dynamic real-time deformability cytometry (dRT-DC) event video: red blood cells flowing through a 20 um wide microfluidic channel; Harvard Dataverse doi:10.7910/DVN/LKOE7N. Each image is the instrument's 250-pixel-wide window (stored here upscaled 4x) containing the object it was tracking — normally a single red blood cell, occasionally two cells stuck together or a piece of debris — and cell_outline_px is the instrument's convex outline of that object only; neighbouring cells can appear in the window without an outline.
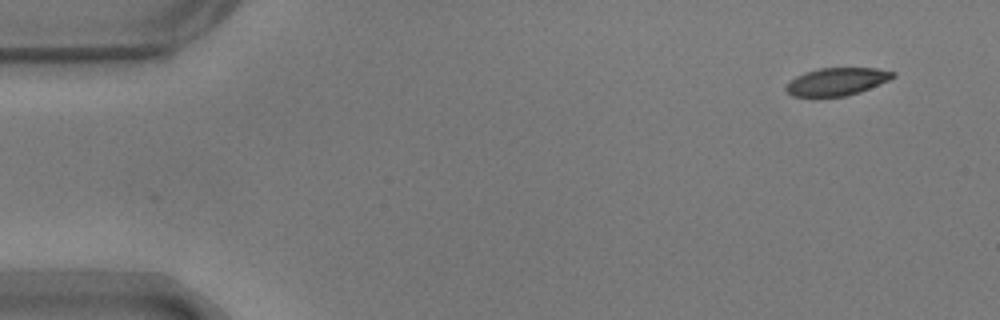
{"species": "common noctule bat (a hibernating species)", "species_latin": "Nyctalus noctula", "temperature_condition": "warm", "stored_images_in_passage": 52, "camera_frame_rate_fps": 3000, "um_per_image_px": 0.085, "animal": {"sex": "male", "body_mass_g": 17.9}, "frame": {"image": 1, "passage_image": 1, "time_ms": 0.0, "image_size_px": [1000, 320], "cell_outline_px": [[896, 76], [888, 80], [860, 92], [844, 96], [792, 96], [784, 88], [796, 76], [804, 72], [820, 68], [876, 68], [896, 72]], "centroid_in_image_um": [71.14, 6.92], "position_along_channel_um": 13.9, "area_um2": 17.05}}
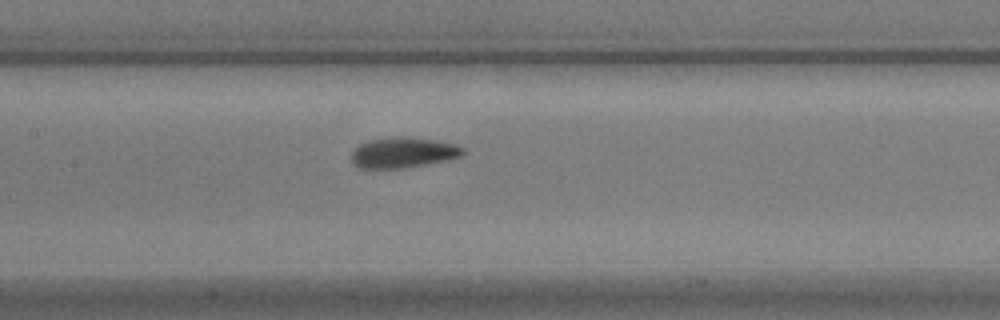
{"frame": {"image": 2, "passage_image": 23, "time_ms": 7.333, "image_size_px": [1000, 320], "cell_outline_px": [[464, 152], [460, 156], [444, 160], [404, 168], [360, 168], [352, 164], [352, 148], [368, 140], [392, 136], [408, 136], [456, 144], [464, 148]], "centroid_in_image_um": [34.2, 12.95], "position_along_channel_um": 173.2, "area_um2": 19.83}}
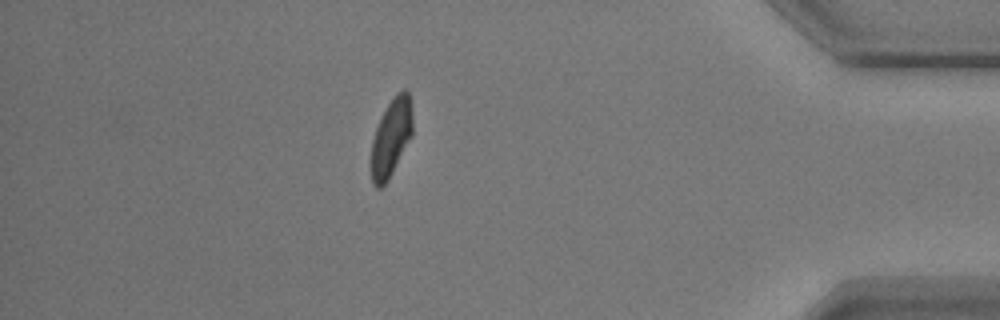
{"frame": {"image": 3, "passage_image": 45, "time_ms": 14.667, "image_size_px": [1000, 320], "cell_outline_px": [[412, 136], [388, 180], [380, 188], [376, 188], [372, 184], [372, 140], [376, 128], [388, 104], [396, 92], [404, 88], [408, 92], [412, 100]], "centroid_in_image_um": [33.28, 11.66], "position_along_channel_um": 401.9, "area_um2": 18.67}, "authors_computed_cell_mechanics": {"area_um2": 19.2474, "velocity_mm_per_s": 3.6841, "shape_relaxation_time_tau1_ms": 3.0292, "shape_relaxation_time_tau2_ms": 1.6992, "deformation_change_tau1": 0.1456, "deformation_change_tau2": 0.074}}